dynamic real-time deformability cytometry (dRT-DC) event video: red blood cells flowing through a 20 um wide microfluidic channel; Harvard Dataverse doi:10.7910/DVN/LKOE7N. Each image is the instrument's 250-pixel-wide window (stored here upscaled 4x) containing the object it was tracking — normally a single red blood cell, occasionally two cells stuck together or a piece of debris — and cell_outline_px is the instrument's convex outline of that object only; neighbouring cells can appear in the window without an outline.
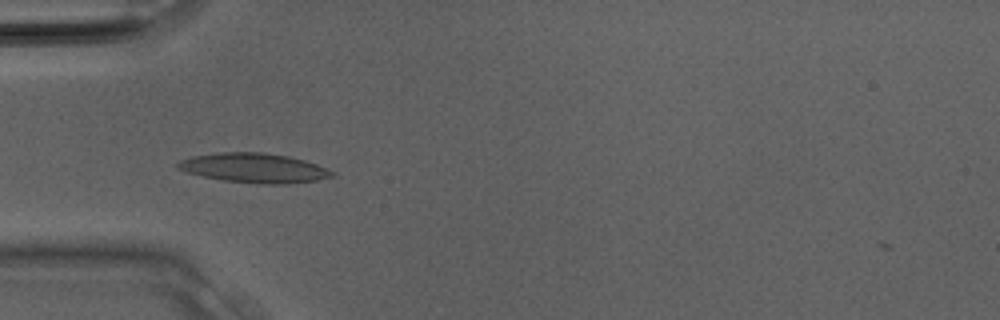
{"species": "Egyptian fruit bat (a non-hibernating species)", "species_latin": "Rousettus aegyptiacus", "temperature_condition": "room temperature", "stored_images_in_passage": 8, "camera_frame_rate_fps": 3000, "um_per_image_px": 0.085, "animal": {"sex": "male"}, "frame": {"image": 1, "passage_image": 2, "time_ms": 0.333, "image_size_px": [1000, 320], "cell_outline_px": [[336, 176], [316, 180], [288, 184], [260, 184], [224, 180], [204, 176], [188, 172], [176, 168], [176, 164], [180, 160], [192, 156], [224, 152], [264, 152], [288, 156], [304, 160], [316, 164], [336, 172]], "centroid_in_image_um": [21.64, 14.28], "position_along_channel_um": 63.4, "area_um2": 26.47}}
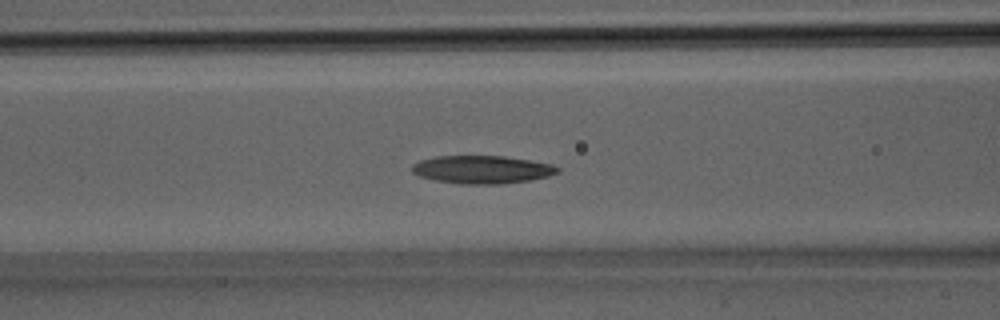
{"frame": {"image": 2, "passage_image": 5, "time_ms": 1.333, "image_size_px": [1000, 320], "cell_outline_px": [[560, 172], [548, 176], [532, 180], [500, 184], [460, 184], [436, 180], [420, 176], [412, 172], [412, 164], [420, 160], [436, 156], [504, 156], [552, 164], [560, 168]], "centroid_in_image_um": [40.99, 14.41], "position_along_channel_um": 125.6, "area_um2": 23.76}}